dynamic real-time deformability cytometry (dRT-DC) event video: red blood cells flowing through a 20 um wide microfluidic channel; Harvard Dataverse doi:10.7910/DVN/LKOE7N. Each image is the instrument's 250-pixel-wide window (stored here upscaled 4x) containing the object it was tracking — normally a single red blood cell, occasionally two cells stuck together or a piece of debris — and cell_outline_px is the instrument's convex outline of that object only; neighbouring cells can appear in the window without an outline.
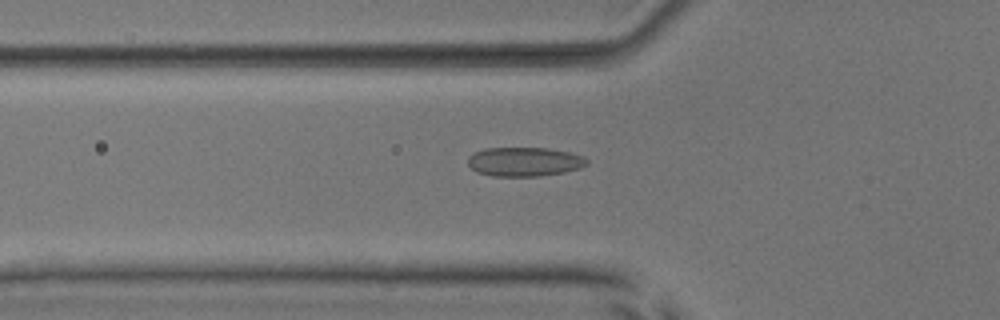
{"species": "common noctule bat (a hibernating species)", "species_latin": "Nyctalus noctula", "temperature_condition": "room temperature", "stored_images_in_passage": 42, "camera_frame_rate_fps": 3000, "um_per_image_px": 0.085, "animal": {"sex": "male", "body_mass_g": 17.9, "forearm_length_mm": 54.2}, "frame": {"image": 1, "passage_image": 9, "time_ms": 2.667, "image_size_px": [1000, 320], "cell_outline_px": [[588, 164], [580, 168], [564, 172], [540, 176], [492, 176], [476, 172], [468, 164], [468, 156], [484, 148], [548, 148], [568, 152], [584, 156], [588, 160]], "centroid_in_image_um": [44.58, 13.75], "position_along_channel_um": 81.2, "area_um2": 20.23}}
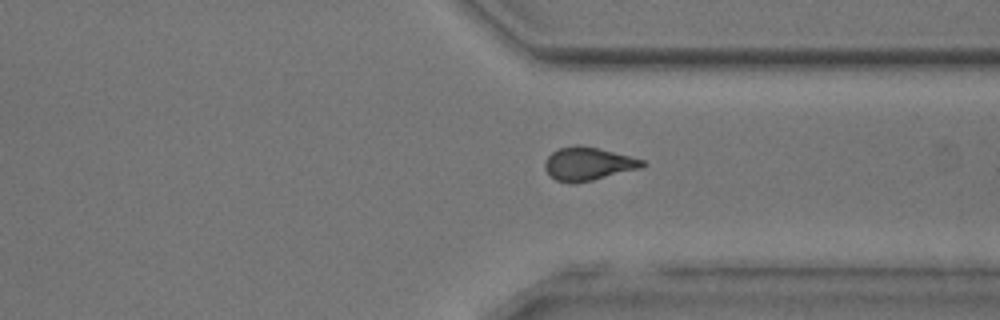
{"frame": {"image": 2, "passage_image": 30, "time_ms": 9.667, "image_size_px": [1000, 320], "cell_outline_px": [[644, 164], [640, 168], [592, 180], [572, 184], [568, 184], [556, 180], [544, 168], [544, 164], [548, 156], [552, 152], [560, 148], [576, 144], [580, 144], [644, 160]], "centroid_in_image_um": [49.93, 13.93], "position_along_channel_um": 361.5, "area_um2": 18.55}}
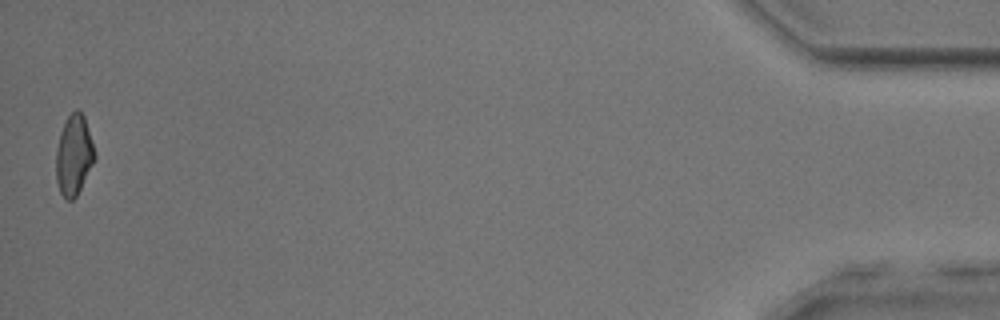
{"frame": {"image": 3, "passage_image": 42, "time_ms": 13.667, "image_size_px": [1000, 320], "cell_outline_px": [[96, 156], [76, 196], [72, 200], [68, 200], [60, 192], [56, 180], [56, 148], [60, 132], [68, 116], [76, 108], [84, 116], [96, 152]], "centroid_in_image_um": [6.27, 13.16], "position_along_channel_um": 428.9, "area_um2": 17.86}, "authors_computed_cell_mechanics": {"area_um2": 18.4671, "velocity_mm_per_s": 4.0003, "shape_relaxation_time_tau1_ms": 9.2623, "shape_relaxation_time_tau2_ms": 1.5562, "deformation_change_tau1": 0.1916, "deformation_change_tau2": 0.0584}}